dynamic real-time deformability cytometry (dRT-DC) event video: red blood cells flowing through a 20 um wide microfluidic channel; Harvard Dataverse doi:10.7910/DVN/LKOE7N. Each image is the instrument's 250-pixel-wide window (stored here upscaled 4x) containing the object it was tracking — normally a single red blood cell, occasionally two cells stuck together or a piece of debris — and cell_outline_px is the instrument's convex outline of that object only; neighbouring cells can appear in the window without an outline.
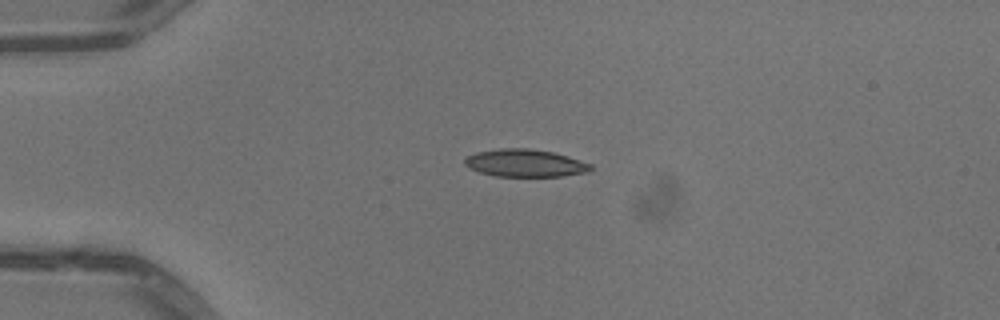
{"species": "common noctule bat (a hibernating species)", "species_latin": "Nyctalus noctula", "temperature_condition": "warm", "stored_images_in_passage": 39, "camera_frame_rate_fps": 3000, "um_per_image_px": 0.085, "animal": {"sex": "male", "body_mass_g": 13.3}, "frame": {"image": 1, "passage_image": 1, "time_ms": 0.0, "image_size_px": [1000, 320], "cell_outline_px": [[592, 168], [588, 172], [564, 176], [496, 176], [480, 172], [468, 168], [464, 164], [464, 156], [476, 152], [500, 148], [528, 148], [552, 152], [568, 156], [592, 164]], "centroid_in_image_um": [44.6, 13.86], "position_along_channel_um": 40.4, "area_um2": 20.35}}
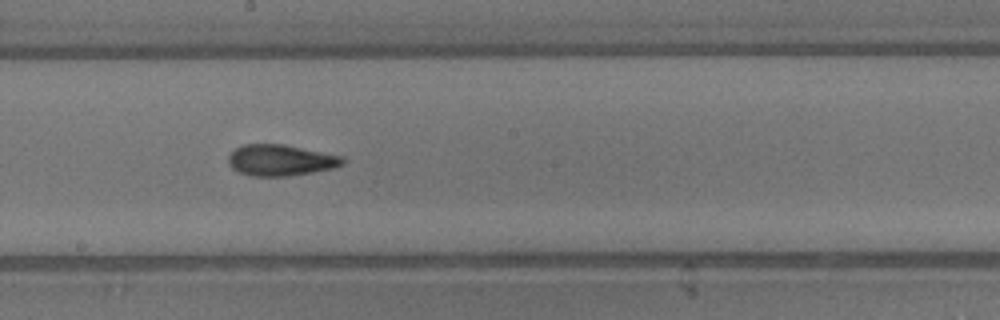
{"frame": {"image": 2, "passage_image": 17, "time_ms": 5.333, "image_size_px": [1000, 320], "cell_outline_px": [[344, 164], [332, 168], [312, 172], [288, 176], [252, 176], [240, 172], [232, 168], [228, 164], [228, 156], [236, 148], [244, 144], [284, 144], [344, 156]], "centroid_in_image_um": [23.86, 13.61], "position_along_channel_um": 224.3, "area_um2": 20.75}}
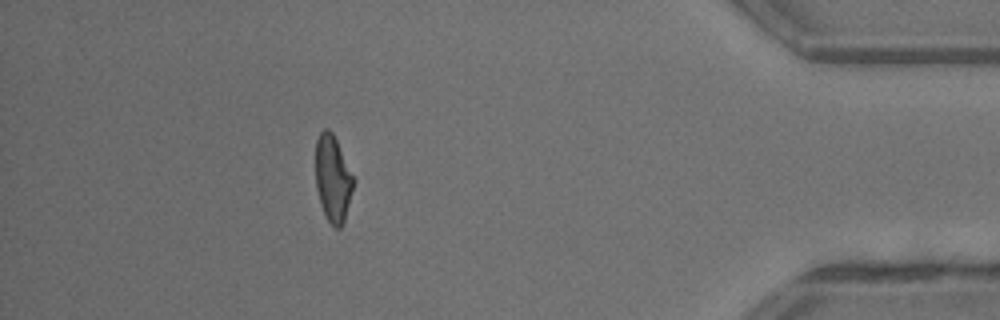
{"frame": {"image": 3, "passage_image": 34, "time_ms": 11.0, "image_size_px": [1000, 320], "cell_outline_px": [[356, 180], [344, 220], [340, 228], [336, 228], [328, 220], [320, 204], [316, 188], [316, 140], [320, 132], [324, 128], [328, 128], [332, 132]], "centroid_in_image_um": [28.3, 15.16], "position_along_channel_um": 406.9, "area_um2": 19.07}, "authors_computed_cell_mechanics": {"area_um2": 20.23, "velocity_mm_per_s": 4.0796, "shape_relaxation_time_tau1_ms": 4.7837, "shape_relaxation_time_tau2_ms": 2.4734, "deformation_change_tau1": 0.1868, "deformation_change_tau2": 0.1169}}